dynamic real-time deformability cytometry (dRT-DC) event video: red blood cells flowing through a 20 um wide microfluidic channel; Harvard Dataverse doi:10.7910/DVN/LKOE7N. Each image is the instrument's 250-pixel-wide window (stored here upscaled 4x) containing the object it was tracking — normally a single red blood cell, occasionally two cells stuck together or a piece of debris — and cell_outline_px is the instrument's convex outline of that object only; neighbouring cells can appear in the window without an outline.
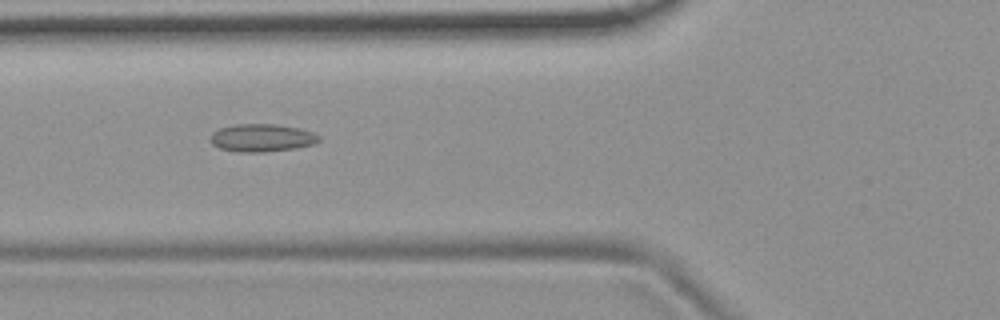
{"species": "common noctule bat (a hibernating species)", "species_latin": "Nyctalus noctula", "temperature_condition": "room temperature", "stored_images_in_passage": 53, "camera_frame_rate_fps": 3000, "um_per_image_px": 0.085, "animal": {"sex": "female", "body_mass_g": 19.9}, "frame": {"image": 1, "passage_image": 19, "time_ms": 6.0, "image_size_px": [1000, 320], "cell_outline_px": [[320, 140], [312, 144], [296, 148], [264, 152], [236, 152], [220, 148], [212, 144], [208, 140], [212, 132], [220, 128], [236, 124], [276, 124], [300, 128], [312, 132], [320, 136]], "centroid_in_image_um": [22.23, 11.71], "position_along_channel_um": 103.6, "area_um2": 17.69}}
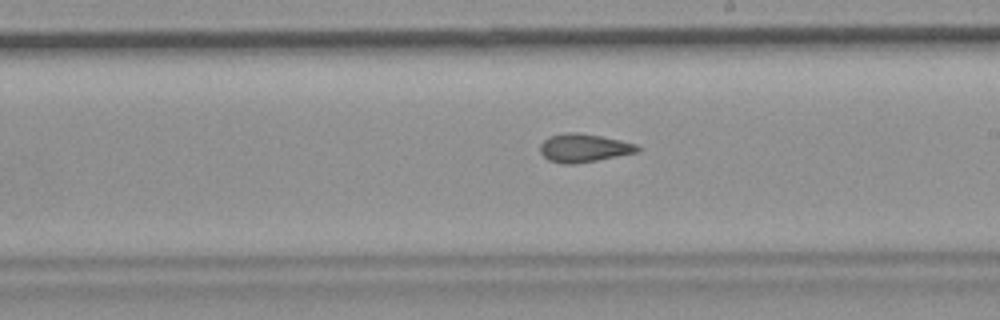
{"frame": {"image": 2, "passage_image": 30, "time_ms": 9.667, "image_size_px": [1000, 320], "cell_outline_px": [[640, 148], [636, 152], [576, 164], [564, 164], [548, 160], [540, 152], [540, 144], [548, 136], [568, 132], [576, 132], [600, 136], [620, 140], [636, 144]], "centroid_in_image_um": [49.57, 12.57], "position_along_channel_um": 239.4, "area_um2": 15.9}}
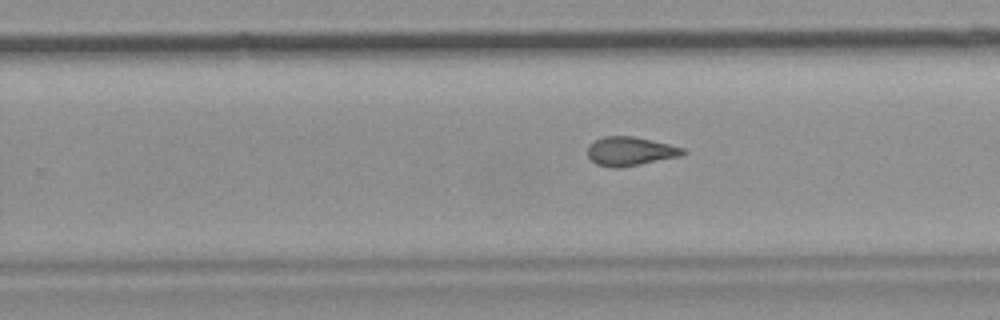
{"frame": {"image": 3, "passage_image": 33, "time_ms": 10.667, "image_size_px": [1000, 320], "cell_outline_px": [[688, 152], [680, 156], [620, 168], [612, 168], [596, 164], [588, 156], [588, 148], [596, 140], [604, 136], [632, 136], [652, 140], [684, 148]], "centroid_in_image_um": [53.59, 12.86], "position_along_channel_um": 276.2, "area_um2": 15.9}, "authors_computed_cell_mechanics": {"area_um2": 16.6464, "velocity_mm_per_s": 3.7159, "shape_relaxation_time_tau1_ms": null, "shape_relaxation_time_tau2_ms": 3.1707, "deformation_change_tau1": null, "deformation_change_tau2": 0.1197}}